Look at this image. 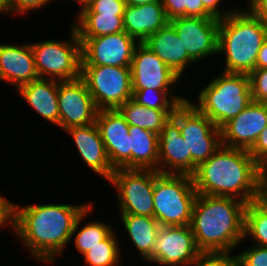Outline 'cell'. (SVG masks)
<instances>
[{"label": "cell", "mask_w": 267, "mask_h": 266, "mask_svg": "<svg viewBox=\"0 0 267 266\" xmlns=\"http://www.w3.org/2000/svg\"><path fill=\"white\" fill-rule=\"evenodd\" d=\"M81 66L130 67L138 42L125 31L93 38H79Z\"/></svg>", "instance_id": "cell-11"}, {"label": "cell", "mask_w": 267, "mask_h": 266, "mask_svg": "<svg viewBox=\"0 0 267 266\" xmlns=\"http://www.w3.org/2000/svg\"><path fill=\"white\" fill-rule=\"evenodd\" d=\"M130 69L132 89L175 90L173 88L180 79L144 43L136 45Z\"/></svg>", "instance_id": "cell-15"}, {"label": "cell", "mask_w": 267, "mask_h": 266, "mask_svg": "<svg viewBox=\"0 0 267 266\" xmlns=\"http://www.w3.org/2000/svg\"><path fill=\"white\" fill-rule=\"evenodd\" d=\"M125 1H126V4H128V5L139 6V5H143V4H147V3L158 2L161 0H125Z\"/></svg>", "instance_id": "cell-44"}, {"label": "cell", "mask_w": 267, "mask_h": 266, "mask_svg": "<svg viewBox=\"0 0 267 266\" xmlns=\"http://www.w3.org/2000/svg\"><path fill=\"white\" fill-rule=\"evenodd\" d=\"M65 132L74 140V145L86 166L109 181L115 169L109 161L96 122L86 126L71 127Z\"/></svg>", "instance_id": "cell-18"}, {"label": "cell", "mask_w": 267, "mask_h": 266, "mask_svg": "<svg viewBox=\"0 0 267 266\" xmlns=\"http://www.w3.org/2000/svg\"><path fill=\"white\" fill-rule=\"evenodd\" d=\"M249 77L253 101L267 104V68L254 69Z\"/></svg>", "instance_id": "cell-35"}, {"label": "cell", "mask_w": 267, "mask_h": 266, "mask_svg": "<svg viewBox=\"0 0 267 266\" xmlns=\"http://www.w3.org/2000/svg\"><path fill=\"white\" fill-rule=\"evenodd\" d=\"M38 78L30 42L20 45L0 44V82H8L18 89Z\"/></svg>", "instance_id": "cell-20"}, {"label": "cell", "mask_w": 267, "mask_h": 266, "mask_svg": "<svg viewBox=\"0 0 267 266\" xmlns=\"http://www.w3.org/2000/svg\"><path fill=\"white\" fill-rule=\"evenodd\" d=\"M123 20L125 32L138 43L170 23L161 1L139 6L126 4Z\"/></svg>", "instance_id": "cell-21"}, {"label": "cell", "mask_w": 267, "mask_h": 266, "mask_svg": "<svg viewBox=\"0 0 267 266\" xmlns=\"http://www.w3.org/2000/svg\"><path fill=\"white\" fill-rule=\"evenodd\" d=\"M74 1L79 3V5L81 4L80 6H81V9H82L83 7L87 6L90 3L91 0H74Z\"/></svg>", "instance_id": "cell-46"}, {"label": "cell", "mask_w": 267, "mask_h": 266, "mask_svg": "<svg viewBox=\"0 0 267 266\" xmlns=\"http://www.w3.org/2000/svg\"><path fill=\"white\" fill-rule=\"evenodd\" d=\"M263 0H249L248 3H250L248 6V9L243 8V10H253L259 3H261Z\"/></svg>", "instance_id": "cell-45"}, {"label": "cell", "mask_w": 267, "mask_h": 266, "mask_svg": "<svg viewBox=\"0 0 267 266\" xmlns=\"http://www.w3.org/2000/svg\"><path fill=\"white\" fill-rule=\"evenodd\" d=\"M96 124L114 169H130L129 124L118 109L98 111Z\"/></svg>", "instance_id": "cell-17"}, {"label": "cell", "mask_w": 267, "mask_h": 266, "mask_svg": "<svg viewBox=\"0 0 267 266\" xmlns=\"http://www.w3.org/2000/svg\"><path fill=\"white\" fill-rule=\"evenodd\" d=\"M220 19L215 17H177L170 24L188 55L198 64L208 56L218 55Z\"/></svg>", "instance_id": "cell-14"}, {"label": "cell", "mask_w": 267, "mask_h": 266, "mask_svg": "<svg viewBox=\"0 0 267 266\" xmlns=\"http://www.w3.org/2000/svg\"><path fill=\"white\" fill-rule=\"evenodd\" d=\"M71 26L70 40H43L30 43L39 78L67 81L81 77L82 45Z\"/></svg>", "instance_id": "cell-7"}, {"label": "cell", "mask_w": 267, "mask_h": 266, "mask_svg": "<svg viewBox=\"0 0 267 266\" xmlns=\"http://www.w3.org/2000/svg\"><path fill=\"white\" fill-rule=\"evenodd\" d=\"M201 252L190 266H239L237 253Z\"/></svg>", "instance_id": "cell-33"}, {"label": "cell", "mask_w": 267, "mask_h": 266, "mask_svg": "<svg viewBox=\"0 0 267 266\" xmlns=\"http://www.w3.org/2000/svg\"><path fill=\"white\" fill-rule=\"evenodd\" d=\"M267 127V104L253 101L221 127V144L249 151Z\"/></svg>", "instance_id": "cell-16"}, {"label": "cell", "mask_w": 267, "mask_h": 266, "mask_svg": "<svg viewBox=\"0 0 267 266\" xmlns=\"http://www.w3.org/2000/svg\"><path fill=\"white\" fill-rule=\"evenodd\" d=\"M252 11L267 28V0H263Z\"/></svg>", "instance_id": "cell-43"}, {"label": "cell", "mask_w": 267, "mask_h": 266, "mask_svg": "<svg viewBox=\"0 0 267 266\" xmlns=\"http://www.w3.org/2000/svg\"><path fill=\"white\" fill-rule=\"evenodd\" d=\"M197 104L216 127L221 128L253 102L249 74L222 72L200 90Z\"/></svg>", "instance_id": "cell-5"}, {"label": "cell", "mask_w": 267, "mask_h": 266, "mask_svg": "<svg viewBox=\"0 0 267 266\" xmlns=\"http://www.w3.org/2000/svg\"><path fill=\"white\" fill-rule=\"evenodd\" d=\"M90 205L14 203L12 231L35 260L51 265L69 244L78 217Z\"/></svg>", "instance_id": "cell-1"}, {"label": "cell", "mask_w": 267, "mask_h": 266, "mask_svg": "<svg viewBox=\"0 0 267 266\" xmlns=\"http://www.w3.org/2000/svg\"><path fill=\"white\" fill-rule=\"evenodd\" d=\"M143 43L181 79L187 66L196 63L184 49L176 30L170 23L151 34Z\"/></svg>", "instance_id": "cell-22"}, {"label": "cell", "mask_w": 267, "mask_h": 266, "mask_svg": "<svg viewBox=\"0 0 267 266\" xmlns=\"http://www.w3.org/2000/svg\"><path fill=\"white\" fill-rule=\"evenodd\" d=\"M258 163L249 151L221 145L191 175L201 195L228 196L245 203L255 200Z\"/></svg>", "instance_id": "cell-3"}, {"label": "cell", "mask_w": 267, "mask_h": 266, "mask_svg": "<svg viewBox=\"0 0 267 266\" xmlns=\"http://www.w3.org/2000/svg\"><path fill=\"white\" fill-rule=\"evenodd\" d=\"M267 68V38L263 41L256 60V69Z\"/></svg>", "instance_id": "cell-42"}, {"label": "cell", "mask_w": 267, "mask_h": 266, "mask_svg": "<svg viewBox=\"0 0 267 266\" xmlns=\"http://www.w3.org/2000/svg\"><path fill=\"white\" fill-rule=\"evenodd\" d=\"M254 202L267 209V162L257 165L256 196Z\"/></svg>", "instance_id": "cell-38"}, {"label": "cell", "mask_w": 267, "mask_h": 266, "mask_svg": "<svg viewBox=\"0 0 267 266\" xmlns=\"http://www.w3.org/2000/svg\"><path fill=\"white\" fill-rule=\"evenodd\" d=\"M54 0H2L6 14H28L31 11L39 10ZM9 12V13H8Z\"/></svg>", "instance_id": "cell-36"}, {"label": "cell", "mask_w": 267, "mask_h": 266, "mask_svg": "<svg viewBox=\"0 0 267 266\" xmlns=\"http://www.w3.org/2000/svg\"><path fill=\"white\" fill-rule=\"evenodd\" d=\"M239 266H267V248L252 244L237 253Z\"/></svg>", "instance_id": "cell-37"}, {"label": "cell", "mask_w": 267, "mask_h": 266, "mask_svg": "<svg viewBox=\"0 0 267 266\" xmlns=\"http://www.w3.org/2000/svg\"><path fill=\"white\" fill-rule=\"evenodd\" d=\"M159 173L191 175V153L180 133L179 124L171 117L158 134Z\"/></svg>", "instance_id": "cell-19"}, {"label": "cell", "mask_w": 267, "mask_h": 266, "mask_svg": "<svg viewBox=\"0 0 267 266\" xmlns=\"http://www.w3.org/2000/svg\"><path fill=\"white\" fill-rule=\"evenodd\" d=\"M154 169H115L108 183L115 188L119 214L154 217Z\"/></svg>", "instance_id": "cell-9"}, {"label": "cell", "mask_w": 267, "mask_h": 266, "mask_svg": "<svg viewBox=\"0 0 267 266\" xmlns=\"http://www.w3.org/2000/svg\"><path fill=\"white\" fill-rule=\"evenodd\" d=\"M32 110L59 128L58 81L38 78L17 89Z\"/></svg>", "instance_id": "cell-23"}, {"label": "cell", "mask_w": 267, "mask_h": 266, "mask_svg": "<svg viewBox=\"0 0 267 266\" xmlns=\"http://www.w3.org/2000/svg\"><path fill=\"white\" fill-rule=\"evenodd\" d=\"M180 126L181 136L184 138L191 153V175L196 167L209 159L221 144V128L203 113H201L187 99L181 103L171 116Z\"/></svg>", "instance_id": "cell-8"}, {"label": "cell", "mask_w": 267, "mask_h": 266, "mask_svg": "<svg viewBox=\"0 0 267 266\" xmlns=\"http://www.w3.org/2000/svg\"><path fill=\"white\" fill-rule=\"evenodd\" d=\"M247 203L228 196L198 194L190 227L201 252H232L244 239Z\"/></svg>", "instance_id": "cell-2"}, {"label": "cell", "mask_w": 267, "mask_h": 266, "mask_svg": "<svg viewBox=\"0 0 267 266\" xmlns=\"http://www.w3.org/2000/svg\"><path fill=\"white\" fill-rule=\"evenodd\" d=\"M125 0H91L90 3L79 9L78 13H100L124 16Z\"/></svg>", "instance_id": "cell-34"}, {"label": "cell", "mask_w": 267, "mask_h": 266, "mask_svg": "<svg viewBox=\"0 0 267 266\" xmlns=\"http://www.w3.org/2000/svg\"><path fill=\"white\" fill-rule=\"evenodd\" d=\"M169 20L177 17H213L201 0H161Z\"/></svg>", "instance_id": "cell-32"}, {"label": "cell", "mask_w": 267, "mask_h": 266, "mask_svg": "<svg viewBox=\"0 0 267 266\" xmlns=\"http://www.w3.org/2000/svg\"><path fill=\"white\" fill-rule=\"evenodd\" d=\"M72 26L79 38H93L125 31L123 16L100 13H78Z\"/></svg>", "instance_id": "cell-26"}, {"label": "cell", "mask_w": 267, "mask_h": 266, "mask_svg": "<svg viewBox=\"0 0 267 266\" xmlns=\"http://www.w3.org/2000/svg\"><path fill=\"white\" fill-rule=\"evenodd\" d=\"M266 38L267 28L252 10L236 7L220 19L218 54L224 55L223 72L250 74Z\"/></svg>", "instance_id": "cell-4"}, {"label": "cell", "mask_w": 267, "mask_h": 266, "mask_svg": "<svg viewBox=\"0 0 267 266\" xmlns=\"http://www.w3.org/2000/svg\"><path fill=\"white\" fill-rule=\"evenodd\" d=\"M14 203L0 194V229L11 225L13 227Z\"/></svg>", "instance_id": "cell-40"}, {"label": "cell", "mask_w": 267, "mask_h": 266, "mask_svg": "<svg viewBox=\"0 0 267 266\" xmlns=\"http://www.w3.org/2000/svg\"><path fill=\"white\" fill-rule=\"evenodd\" d=\"M118 110L129 125L150 130L156 134L163 131L165 123L175 110H159L138 105L132 99L121 105Z\"/></svg>", "instance_id": "cell-27"}, {"label": "cell", "mask_w": 267, "mask_h": 266, "mask_svg": "<svg viewBox=\"0 0 267 266\" xmlns=\"http://www.w3.org/2000/svg\"><path fill=\"white\" fill-rule=\"evenodd\" d=\"M81 78L99 110L118 109L132 99L130 67L81 66Z\"/></svg>", "instance_id": "cell-10"}, {"label": "cell", "mask_w": 267, "mask_h": 266, "mask_svg": "<svg viewBox=\"0 0 267 266\" xmlns=\"http://www.w3.org/2000/svg\"><path fill=\"white\" fill-rule=\"evenodd\" d=\"M204 8L215 18L218 19H222L224 17H226L228 14H230L236 7H232V9L230 8L229 10L223 11V9L221 10V8L219 7L220 4H222L221 2L223 0H201ZM220 9V10H219Z\"/></svg>", "instance_id": "cell-41"}, {"label": "cell", "mask_w": 267, "mask_h": 266, "mask_svg": "<svg viewBox=\"0 0 267 266\" xmlns=\"http://www.w3.org/2000/svg\"><path fill=\"white\" fill-rule=\"evenodd\" d=\"M253 239V244L267 248V209L254 201L245 209L244 239Z\"/></svg>", "instance_id": "cell-31"}, {"label": "cell", "mask_w": 267, "mask_h": 266, "mask_svg": "<svg viewBox=\"0 0 267 266\" xmlns=\"http://www.w3.org/2000/svg\"><path fill=\"white\" fill-rule=\"evenodd\" d=\"M198 193L188 174H159L154 180V218L161 226L190 225Z\"/></svg>", "instance_id": "cell-6"}, {"label": "cell", "mask_w": 267, "mask_h": 266, "mask_svg": "<svg viewBox=\"0 0 267 266\" xmlns=\"http://www.w3.org/2000/svg\"><path fill=\"white\" fill-rule=\"evenodd\" d=\"M122 225L127 232L131 243L142 256L143 260L152 262V249L160 227L154 217L133 214H119Z\"/></svg>", "instance_id": "cell-25"}, {"label": "cell", "mask_w": 267, "mask_h": 266, "mask_svg": "<svg viewBox=\"0 0 267 266\" xmlns=\"http://www.w3.org/2000/svg\"><path fill=\"white\" fill-rule=\"evenodd\" d=\"M174 90L132 89V100L138 105L159 110H175L188 98L175 95Z\"/></svg>", "instance_id": "cell-30"}, {"label": "cell", "mask_w": 267, "mask_h": 266, "mask_svg": "<svg viewBox=\"0 0 267 266\" xmlns=\"http://www.w3.org/2000/svg\"><path fill=\"white\" fill-rule=\"evenodd\" d=\"M249 153L258 164L267 162V127L260 133Z\"/></svg>", "instance_id": "cell-39"}, {"label": "cell", "mask_w": 267, "mask_h": 266, "mask_svg": "<svg viewBox=\"0 0 267 266\" xmlns=\"http://www.w3.org/2000/svg\"><path fill=\"white\" fill-rule=\"evenodd\" d=\"M130 169H154L159 172L158 134L129 125Z\"/></svg>", "instance_id": "cell-24"}, {"label": "cell", "mask_w": 267, "mask_h": 266, "mask_svg": "<svg viewBox=\"0 0 267 266\" xmlns=\"http://www.w3.org/2000/svg\"><path fill=\"white\" fill-rule=\"evenodd\" d=\"M59 127L63 131L95 123L97 108L84 80L58 81Z\"/></svg>", "instance_id": "cell-13"}, {"label": "cell", "mask_w": 267, "mask_h": 266, "mask_svg": "<svg viewBox=\"0 0 267 266\" xmlns=\"http://www.w3.org/2000/svg\"><path fill=\"white\" fill-rule=\"evenodd\" d=\"M117 233L113 230L103 241L84 253L82 257L87 266H122L121 249Z\"/></svg>", "instance_id": "cell-29"}, {"label": "cell", "mask_w": 267, "mask_h": 266, "mask_svg": "<svg viewBox=\"0 0 267 266\" xmlns=\"http://www.w3.org/2000/svg\"><path fill=\"white\" fill-rule=\"evenodd\" d=\"M92 204L93 202L78 217L70 239L71 241L74 239L73 241L76 250L82 255L95 245H98L114 230L112 226L110 227V225L104 223L103 221L99 222L98 220H94L93 222L89 221L83 225L82 228H79L83 219H86V215L89 214L90 211L92 212ZM73 236L75 237L72 238Z\"/></svg>", "instance_id": "cell-28"}, {"label": "cell", "mask_w": 267, "mask_h": 266, "mask_svg": "<svg viewBox=\"0 0 267 266\" xmlns=\"http://www.w3.org/2000/svg\"><path fill=\"white\" fill-rule=\"evenodd\" d=\"M5 10H4V7H3V2L2 0H0V14L4 13Z\"/></svg>", "instance_id": "cell-47"}, {"label": "cell", "mask_w": 267, "mask_h": 266, "mask_svg": "<svg viewBox=\"0 0 267 266\" xmlns=\"http://www.w3.org/2000/svg\"><path fill=\"white\" fill-rule=\"evenodd\" d=\"M200 253L190 225H160L151 263L159 266H190Z\"/></svg>", "instance_id": "cell-12"}]
</instances>
